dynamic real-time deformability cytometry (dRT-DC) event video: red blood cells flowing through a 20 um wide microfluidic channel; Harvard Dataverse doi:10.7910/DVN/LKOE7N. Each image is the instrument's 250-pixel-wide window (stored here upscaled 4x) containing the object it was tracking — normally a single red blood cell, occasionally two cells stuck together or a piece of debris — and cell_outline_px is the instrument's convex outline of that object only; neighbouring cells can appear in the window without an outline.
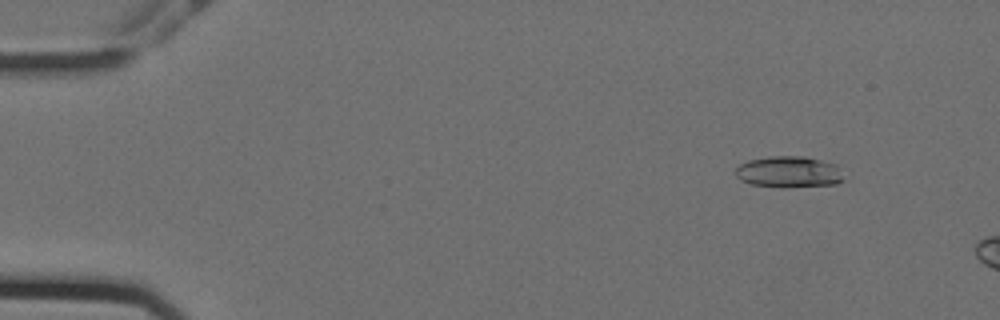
{"species": "Egyptian fruit bat (a non-hibernating species)", "species_latin": "Rousettus aegyptiacus", "temperature_condition": "cold", "stored_images_in_passage": 55, "camera_frame_rate_fps": 3000, "um_per_image_px": 0.085, "animal": {"sex": "female"}, "frame": {"image": 1, "passage_image": 6, "time_ms": 1.667, "image_size_px": [1000, 320], "cell_outline_px": [[844, 180], [836, 184], [788, 188], [780, 188], [752, 184], [740, 180], [736, 176], [736, 168], [740, 164], [748, 160], [768, 156], [804, 156], [836, 164]], "centroid_in_image_um": [67.04, 14.62], "position_along_channel_um": 18.0, "area_um2": 19.94}}
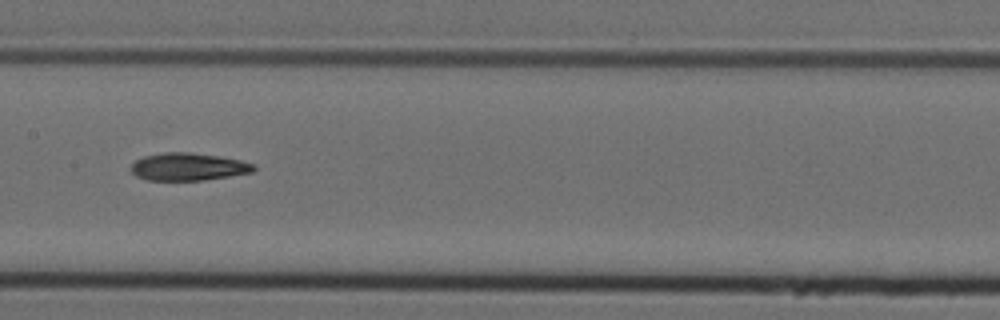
{"frame": {"image": 2, "passage_image": 29, "time_ms": 9.333, "image_size_px": [1000, 320], "cell_outline_px": [[256, 168], [252, 172], [204, 180], [148, 180], [136, 176], [132, 172], [132, 164], [136, 160], [144, 156], [164, 152], [188, 152], [220, 156], [240, 160], [256, 164]], "centroid_in_image_um": [16.02, 14.17], "position_along_channel_um": 191.4, "area_um2": 19.65}}
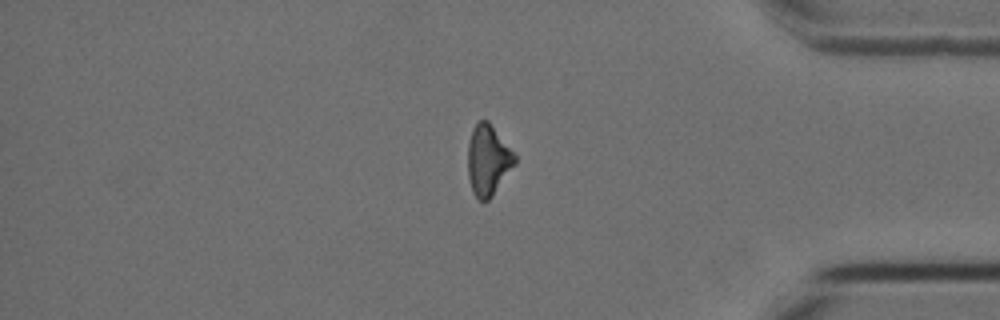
{"frame": {"image": 3, "passage_image": 48, "time_ms": 15.667, "image_size_px": [1000, 320], "cell_outline_px": [[516, 164], [492, 196], [488, 200], [480, 200], [472, 192], [468, 176], [468, 144], [472, 128], [480, 120], [488, 120], [516, 156]], "centroid_in_image_um": [41.48, 13.61], "position_along_channel_um": 393.7, "area_um2": 19.19}, "authors_computed_cell_mechanics": {"area_um2": 19.8254, "velocity_mm_per_s": 3.5713, "shape_relaxation_time_tau1_ms": 8.422, "shape_relaxation_time_tau2_ms": 8.4253, "deformation_change_tau1": 0.1775, "deformation_change_tau2": 0.1934}}